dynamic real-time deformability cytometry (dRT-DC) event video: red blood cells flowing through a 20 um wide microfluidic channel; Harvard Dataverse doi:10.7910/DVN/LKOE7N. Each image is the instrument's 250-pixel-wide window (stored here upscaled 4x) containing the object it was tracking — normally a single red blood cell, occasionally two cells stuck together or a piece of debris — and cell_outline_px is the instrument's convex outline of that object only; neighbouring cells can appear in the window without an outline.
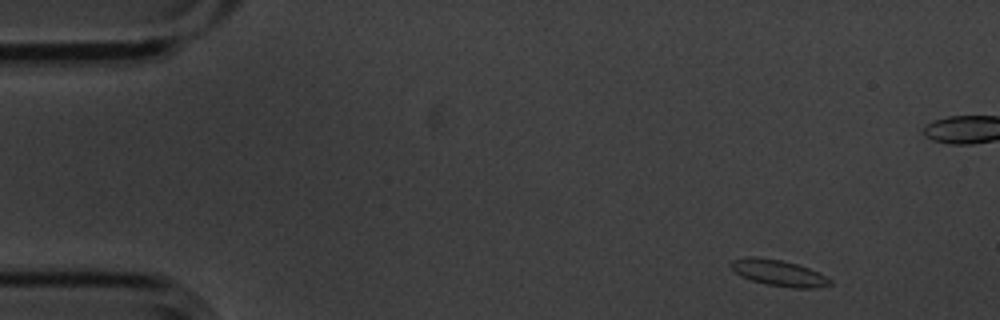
{"species": "common noctule bat (a hibernating species)", "species_latin": "Nyctalus noctula", "temperature_condition": "cold", "stored_images_in_passage": 5, "camera_frame_rate_fps": 3000, "um_per_image_px": 0.085, "animal": {"sex": "male", "body_mass_g": 20.1, "forearm_length_mm": 53.5}, "frame": {"image": 1, "passage_image": 1, "time_ms": 0.0, "image_size_px": [1000, 320], "cell_outline_px": [[832, 284], [816, 288], [792, 288], [764, 284], [740, 276], [728, 264], [732, 260], [748, 256], [756, 256], [780, 260], [796, 264], [808, 268], [832, 280]], "centroid_in_image_um": [66.15, 23.2], "position_along_channel_um": 18.9, "area_um2": 15.03}}